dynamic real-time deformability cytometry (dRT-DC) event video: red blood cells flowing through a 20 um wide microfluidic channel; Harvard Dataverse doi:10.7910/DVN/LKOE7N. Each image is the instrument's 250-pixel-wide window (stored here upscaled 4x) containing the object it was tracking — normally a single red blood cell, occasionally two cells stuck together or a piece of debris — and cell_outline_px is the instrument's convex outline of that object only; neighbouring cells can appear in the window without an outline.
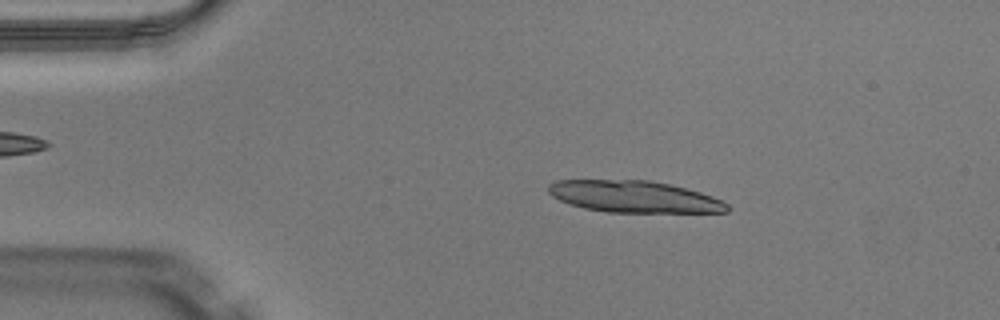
{"species": "Egyptian fruit bat (a non-hibernating species)", "species_latin": "Rousettus aegyptiacus", "temperature_condition": "warm", "stored_images_in_passage": 47, "segment_of_instrument_passage": [1, 2], "camera_frame_rate_fps": 3000, "um_per_image_px": 0.085, "animal": {"sex": "male"}, "frame": {"image": 1, "passage_image": 8, "time_ms": 2.333, "image_size_px": [1000, 320], "cell_outline_px": [[728, 212], [608, 212], [584, 208], [568, 204], [552, 196], [548, 192], [548, 184], [552, 180], [648, 180], [668, 184], [700, 192], [712, 196], [728, 204]], "centroid_in_image_um": [53.84, 16.71], "position_along_channel_um": 31.2, "area_um2": 32.95}}